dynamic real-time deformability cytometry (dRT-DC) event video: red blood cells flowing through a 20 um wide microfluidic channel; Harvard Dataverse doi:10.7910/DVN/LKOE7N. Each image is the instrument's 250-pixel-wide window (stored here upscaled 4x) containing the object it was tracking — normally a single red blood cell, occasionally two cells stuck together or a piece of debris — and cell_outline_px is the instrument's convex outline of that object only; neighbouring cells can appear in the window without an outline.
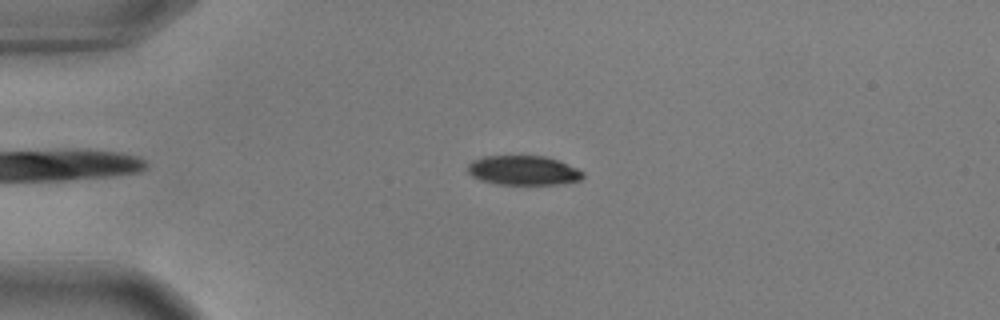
{"species": "common noctule bat (a hibernating species)", "species_latin": "Nyctalus noctula", "temperature_condition": "warm", "stored_images_in_passage": 42, "camera_frame_rate_fps": 3000, "um_per_image_px": 0.085, "animal": {"sex": "male", "body_mass_g": 17.9, "forearm_length_mm": 54.2}, "frame": {"image": 1, "passage_image": 5, "time_ms": 1.333, "image_size_px": [1000, 320], "cell_outline_px": [[584, 176], [580, 180], [560, 184], [496, 184], [480, 180], [472, 176], [468, 172], [468, 164], [472, 160], [484, 156], [544, 156], [556, 160], [576, 168], [584, 172]], "centroid_in_image_um": [44.46, 14.49], "position_along_channel_um": 40.5, "area_um2": 19.65}}
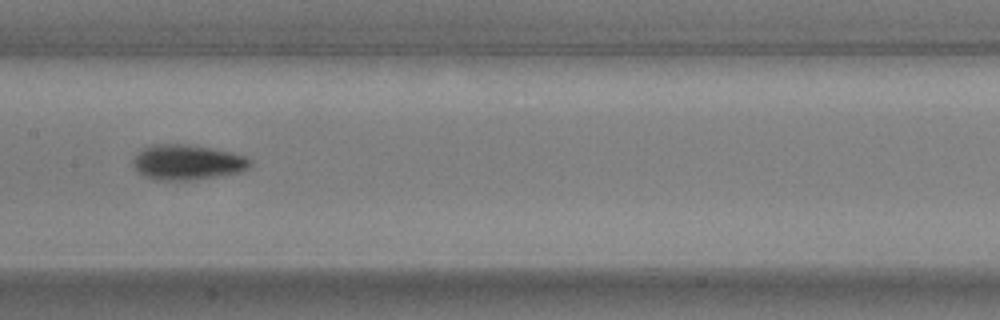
{"frame": {"image": 2, "passage_image": 20, "time_ms": 6.333, "image_size_px": [1000, 320], "cell_outline_px": [[252, 164], [248, 168], [240, 172], [220, 176], [188, 180], [152, 180], [136, 172], [132, 168], [132, 160], [144, 148], [152, 144], [188, 144], [232, 152], [244, 156], [252, 160]], "centroid_in_image_um": [15.9, 13.8], "position_along_channel_um": 191.5, "area_um2": 24.22}}
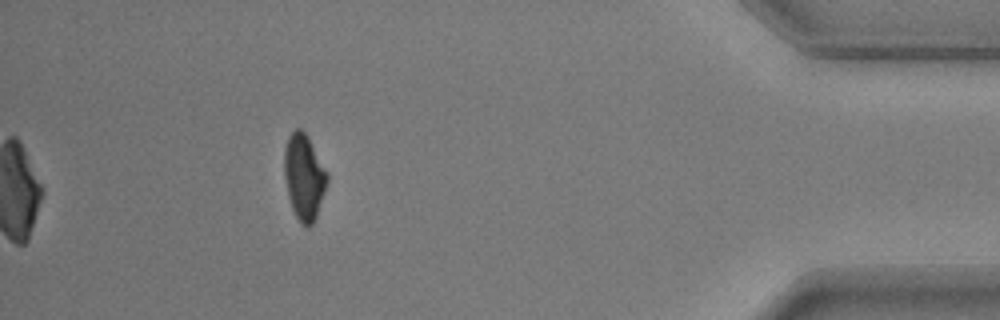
{"frame": {"image": 3, "passage_image": 42, "time_ms": 13.667, "image_size_px": [1000, 320], "cell_outline_px": [[328, 180], [316, 216], [312, 224], [308, 228], [304, 228], [300, 224], [292, 208], [288, 196], [284, 176], [284, 148], [288, 136], [296, 128], [300, 128], [308, 136], [328, 172]], "centroid_in_image_um": [25.84, 15.03], "position_along_channel_um": 409.4, "area_um2": 21.56}, "authors_computed_cell_mechanics": {"area_um2": 22.5998, "velocity_mm_per_s": 3.6432, "shape_relaxation_time_tau1_ms": 2.8896, "shape_relaxation_time_tau2_ms": 5.6876, "deformation_change_tau1": 0.1317, "deformation_change_tau2": 0.0949}}